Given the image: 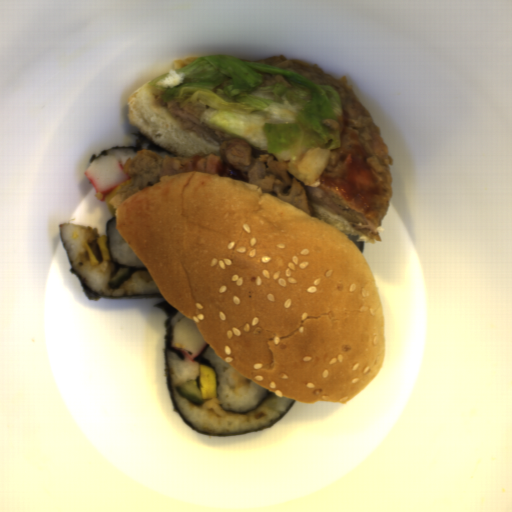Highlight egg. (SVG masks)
I'll use <instances>...</instances> for the list:
<instances>
[{
  "instance_id": "egg-1",
  "label": "egg",
  "mask_w": 512,
  "mask_h": 512,
  "mask_svg": "<svg viewBox=\"0 0 512 512\" xmlns=\"http://www.w3.org/2000/svg\"><path fill=\"white\" fill-rule=\"evenodd\" d=\"M199 393L202 399H217L215 371L202 364L199 367Z\"/></svg>"
}]
</instances>
